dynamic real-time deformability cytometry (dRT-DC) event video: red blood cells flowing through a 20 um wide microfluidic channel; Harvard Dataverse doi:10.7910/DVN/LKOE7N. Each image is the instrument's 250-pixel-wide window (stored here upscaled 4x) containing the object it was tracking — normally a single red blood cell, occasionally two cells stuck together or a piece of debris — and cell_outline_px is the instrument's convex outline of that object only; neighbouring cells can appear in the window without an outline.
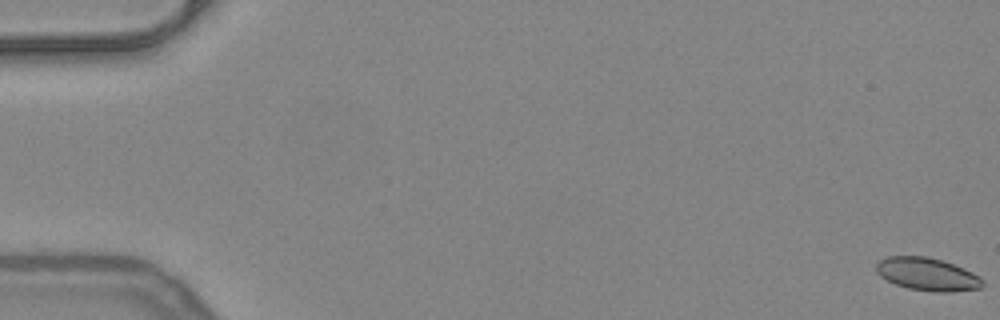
{"species": "common noctule bat (a hibernating species)", "species_latin": "Nyctalus noctula", "temperature_condition": "warm", "stored_images_in_passage": 54, "camera_frame_rate_fps": 3000, "um_per_image_px": 0.085, "animal": {"sex": "female", "body_mass_g": 24.6, "forearm_length_mm": 56.2}, "frame": {"image": 1, "passage_image": 1, "time_ms": 0.0, "image_size_px": [1000, 320], "cell_outline_px": [[984, 284], [980, 288], [952, 292], [932, 292], [908, 288], [896, 284], [880, 276], [876, 272], [876, 264], [880, 260], [888, 256], [928, 256], [964, 268], [980, 276], [984, 280]], "centroid_in_image_um": [78.84, 23.31], "position_along_channel_um": 6.2, "area_um2": 20.4}}
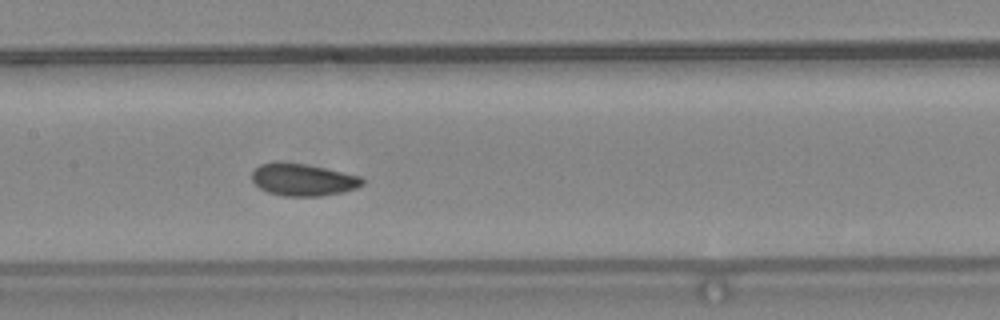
{"frame": {"image": 2, "passage_image": 27, "time_ms": 8.667, "image_size_px": [1000, 320], "cell_outline_px": [[364, 184], [356, 188], [344, 192], [320, 196], [280, 196], [268, 192], [260, 188], [252, 180], [252, 172], [260, 164], [304, 164], [324, 168], [360, 176], [364, 180]], "centroid_in_image_um": [25.79, 15.31], "position_along_channel_um": 181.6, "area_um2": 20.23}}
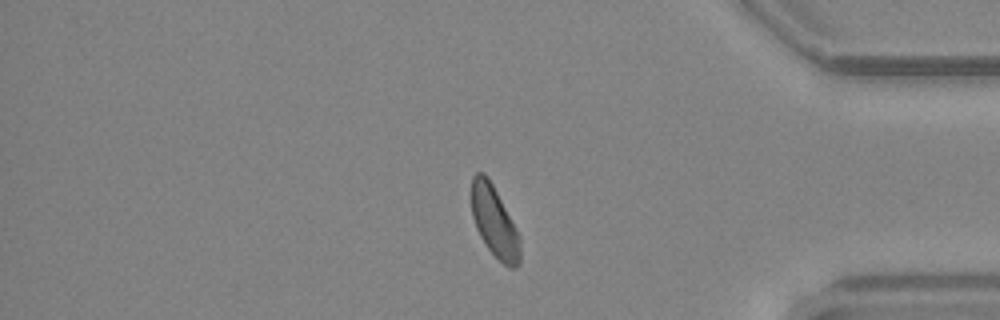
{"frame": {"image": 3, "passage_image": 45, "time_ms": 14.667, "image_size_px": [1000, 320], "cell_outline_px": [[520, 264], [516, 268], [508, 268], [488, 248], [480, 236], [476, 228], [472, 216], [472, 176], [476, 172], [484, 172], [488, 176], [516, 228], [520, 236]], "centroid_in_image_um": [42.03, 18.85], "position_along_channel_um": 393.2, "area_um2": 20.0}, "authors_computed_cell_mechanics": {"area_um2": 20.5768, "velocity_mm_per_s": 3.9626, "shape_relaxation_time_tau1_ms": 10.6119, "shape_relaxation_time_tau2_ms": 2.397, "deformation_change_tau1": 0.1547, "deformation_change_tau2": 0.075}}